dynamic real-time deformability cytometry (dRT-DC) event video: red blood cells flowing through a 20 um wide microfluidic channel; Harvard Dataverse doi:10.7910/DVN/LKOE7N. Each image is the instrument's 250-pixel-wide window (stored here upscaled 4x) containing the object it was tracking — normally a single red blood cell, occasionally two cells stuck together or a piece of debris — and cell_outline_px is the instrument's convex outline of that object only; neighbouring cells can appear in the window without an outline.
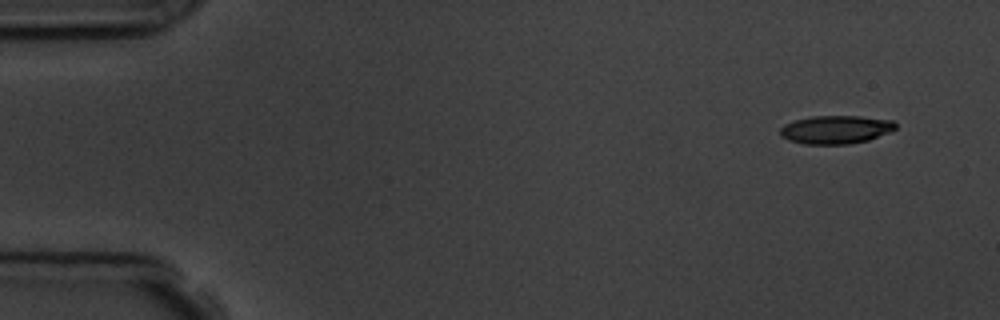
{"species": "common noctule bat (a hibernating species)", "species_latin": "Nyctalus noctula", "temperature_condition": "room temperature", "stored_images_in_passage": 6, "camera_frame_rate_fps": 3000, "um_per_image_px": 0.085, "animal": {"sex": "male", "body_mass_g": 19.5, "forearm_length_mm": 54.6}, "frame": {"image": 1, "passage_image": 1, "time_ms": 0.0, "image_size_px": [1000, 320], "cell_outline_px": [[896, 128], [892, 132], [868, 140], [848, 144], [804, 144], [788, 140], [780, 136], [780, 128], [784, 124], [796, 120], [812, 116], [860, 116], [892, 120], [896, 124]], "centroid_in_image_um": [71.05, 11.02], "position_along_channel_um": 14.0, "area_um2": 19.13}}
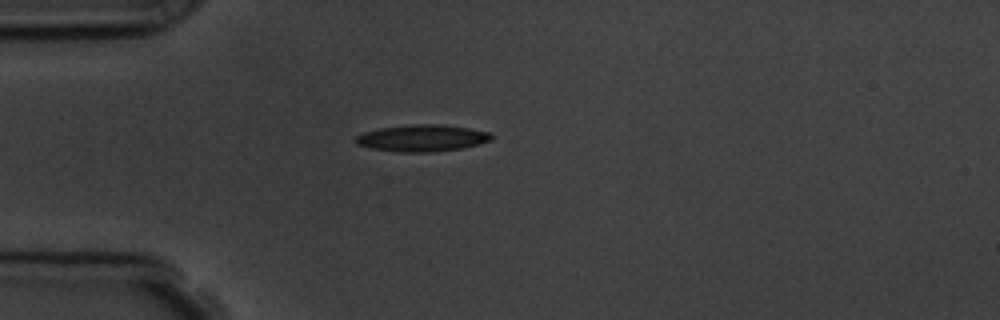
{"frame": {"image": 2, "passage_image": 4, "time_ms": 3.667, "image_size_px": [1000, 320], "cell_outline_px": [[492, 136], [488, 140], [476, 144], [460, 148], [432, 152], [396, 152], [372, 148], [356, 144], [352, 140], [356, 136], [364, 132], [380, 128], [416, 124], [440, 124], [468, 128], [492, 132]], "centroid_in_image_um": [35.83, 11.73], "position_along_channel_um": 49.2, "area_um2": 20.98}}